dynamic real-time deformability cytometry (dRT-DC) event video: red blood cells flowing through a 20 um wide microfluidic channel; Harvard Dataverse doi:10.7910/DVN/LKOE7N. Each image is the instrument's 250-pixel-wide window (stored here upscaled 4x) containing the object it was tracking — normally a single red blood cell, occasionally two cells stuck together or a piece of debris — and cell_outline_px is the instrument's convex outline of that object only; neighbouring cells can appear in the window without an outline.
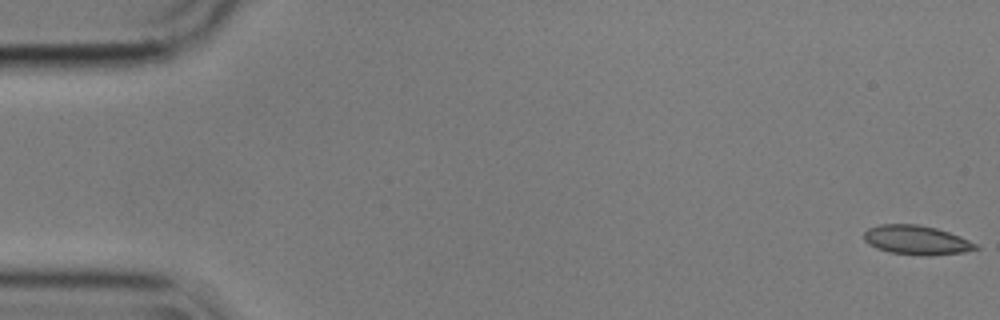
{"species": "common noctule bat (a hibernating species)", "species_latin": "Nyctalus noctula", "temperature_condition": "cold", "stored_images_in_passage": 56, "camera_frame_rate_fps": 3000, "um_per_image_px": 0.085, "animal": {"sex": "male", "body_mass_g": 17.9}, "frame": {"image": 1, "passage_image": 1, "time_ms": 0.0, "image_size_px": [1000, 320], "cell_outline_px": [[980, 248], [964, 252], [928, 256], [924, 256], [888, 252], [876, 248], [868, 244], [864, 240], [864, 232], [868, 228], [880, 224], [916, 224], [936, 228], [960, 236], [976, 244]], "centroid_in_image_um": [77.88, 20.41], "position_along_channel_um": 7.1, "area_um2": 19.07}}
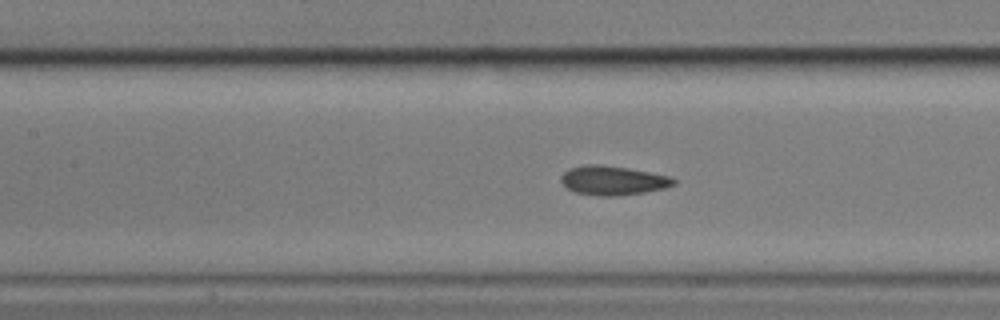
{"frame": {"image": 2, "passage_image": 25, "time_ms": 8.0, "image_size_px": [1000, 320], "cell_outline_px": [[676, 184], [664, 188], [644, 192], [612, 196], [600, 196], [576, 192], [568, 188], [560, 180], [560, 176], [568, 168], [584, 164], [600, 164], [628, 168], [672, 176], [676, 180]], "centroid_in_image_um": [52.1, 15.32], "position_along_channel_um": 155.3, "area_um2": 19.19}}
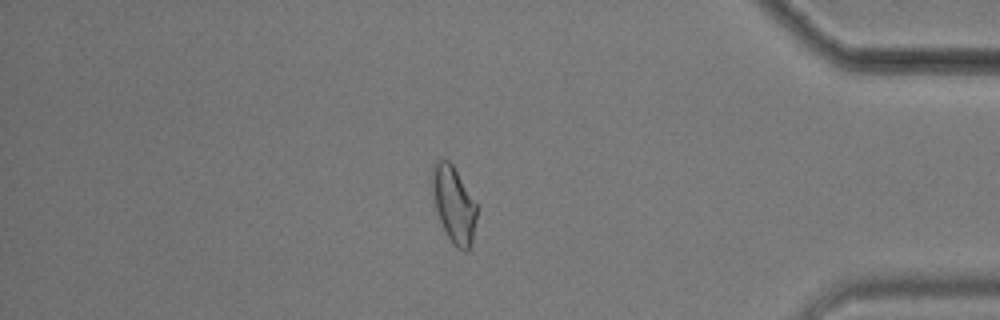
{"frame": {"image": 3, "passage_image": 48, "time_ms": 15.667, "image_size_px": [1000, 320], "cell_outline_px": [[476, 220], [472, 244], [468, 252], [464, 252], [456, 248], [452, 244], [436, 212], [432, 192], [432, 164], [440, 156], [444, 156], [452, 164], [476, 204]], "centroid_in_image_um": [38.55, 17.37], "position_along_channel_um": 396.6, "area_um2": 20.0}, "authors_computed_cell_mechanics": {"area_um2": 18.9006, "velocity_mm_per_s": 3.5668, "shape_relaxation_time_tau1_ms": 2.7485, "shape_relaxation_time_tau2_ms": 1.7335, "deformation_change_tau1": 0.1098, "deformation_change_tau2": 0.0765}}